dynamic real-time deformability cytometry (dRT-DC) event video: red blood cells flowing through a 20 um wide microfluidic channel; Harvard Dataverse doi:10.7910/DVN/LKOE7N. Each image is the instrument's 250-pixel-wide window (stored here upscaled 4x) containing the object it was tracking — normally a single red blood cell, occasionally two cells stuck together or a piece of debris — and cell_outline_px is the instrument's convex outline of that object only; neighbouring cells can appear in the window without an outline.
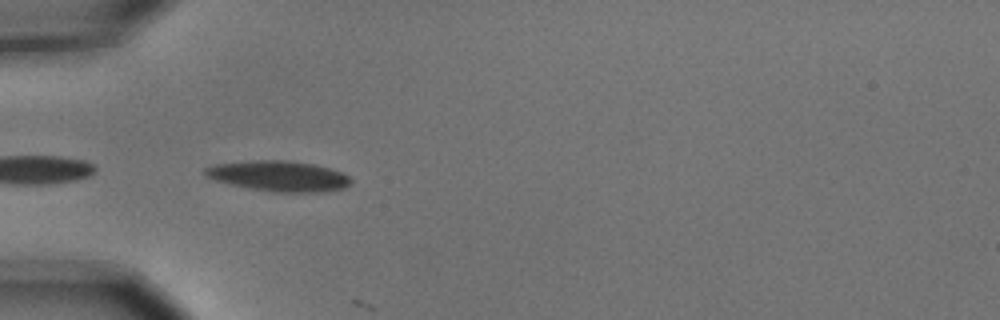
{"species": "common noctule bat (a hibernating species)", "species_latin": "Nyctalus noctula", "temperature_condition": "cold", "stored_images_in_passage": 5, "camera_frame_rate_fps": 3000, "um_per_image_px": 0.085, "animal": {"sex": "male", "body_mass_g": 15.6}, "frame": {"image": 1, "passage_image": 4, "time_ms": 1.0, "image_size_px": [1000, 320], "cell_outline_px": [[352, 180], [344, 188], [320, 192], [272, 192], [232, 184], [216, 180], [208, 176], [204, 172], [204, 168], [212, 164], [252, 160], [292, 160], [316, 164], [344, 172]], "centroid_in_image_um": [23.73, 14.94], "position_along_channel_um": 61.3, "area_um2": 25.95}}